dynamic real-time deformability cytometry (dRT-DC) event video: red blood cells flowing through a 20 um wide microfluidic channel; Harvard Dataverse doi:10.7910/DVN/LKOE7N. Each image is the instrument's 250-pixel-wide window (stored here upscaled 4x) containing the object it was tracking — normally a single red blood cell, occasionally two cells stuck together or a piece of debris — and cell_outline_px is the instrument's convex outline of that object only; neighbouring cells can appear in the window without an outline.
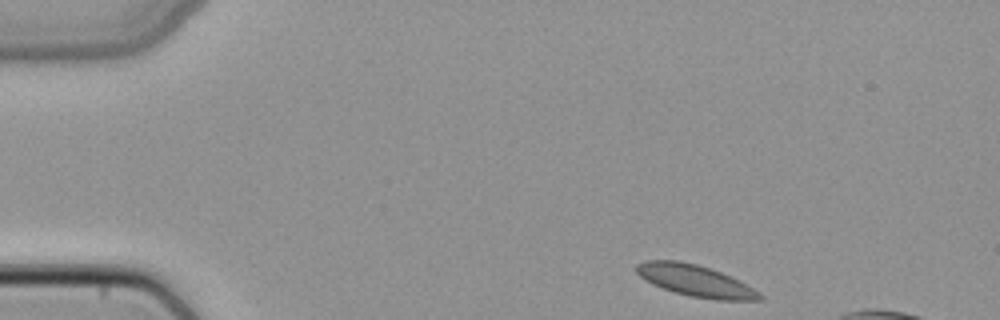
{"species": "common noctule bat (a hibernating species)", "species_latin": "Nyctalus noctula", "temperature_condition": "cold", "stored_images_in_passage": 8, "camera_frame_rate_fps": 3000, "um_per_image_px": 0.085, "animal": {"sex": "female", "body_mass_g": 22.7, "forearm_length_mm": 54.2}, "frame": {"image": 1, "passage_image": 1, "time_ms": 0.0, "image_size_px": [1000, 320], "cell_outline_px": [[764, 300], [716, 300], [688, 296], [652, 284], [644, 280], [636, 272], [636, 264], [644, 260], [680, 260], [696, 264], [720, 272], [760, 292], [764, 296]], "centroid_in_image_um": [59.07, 23.86], "position_along_channel_um": 25.9, "area_um2": 22.48}}